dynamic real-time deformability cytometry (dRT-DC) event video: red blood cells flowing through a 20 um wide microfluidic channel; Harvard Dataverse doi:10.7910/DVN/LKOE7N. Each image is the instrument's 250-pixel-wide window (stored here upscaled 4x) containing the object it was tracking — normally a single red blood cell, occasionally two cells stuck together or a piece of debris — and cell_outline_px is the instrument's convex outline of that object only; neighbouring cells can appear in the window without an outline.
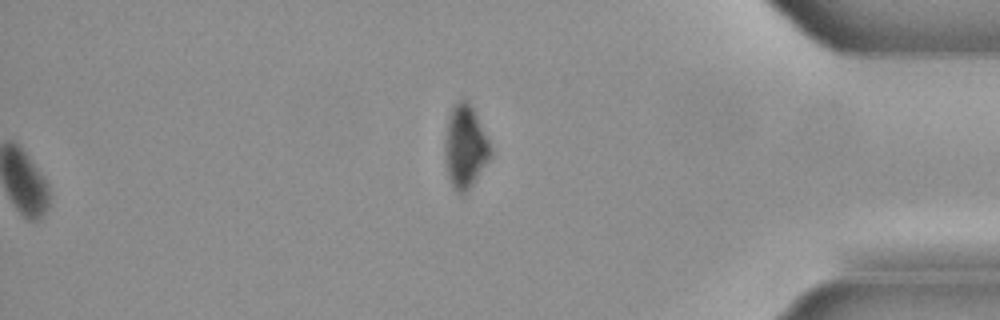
{"species": "common noctule bat (a hibernating species)", "species_latin": "Nyctalus noctula", "temperature_condition": "cold", "stored_images_in_passage": 48, "segment_of_instrument_passage": [2, 2], "camera_frame_rate_fps": 3000, "um_per_image_px": 0.085, "animal": {"sex": "male", "body_mass_g": 21.5, "forearm_length_mm": 52.0}, "frame": {"image": 1, "passage_image": 48, "time_ms": 15.667, "image_size_px": [1000, 320], "cell_outline_px": [[492, 152], [488, 160], [468, 188], [464, 192], [460, 192], [452, 184], [448, 176], [444, 160], [444, 144], [448, 120], [452, 108], [460, 100], [468, 100], [492, 148]], "centroid_in_image_um": [39.51, 12.44], "position_along_channel_um": 395.7, "area_um2": 21.21}}